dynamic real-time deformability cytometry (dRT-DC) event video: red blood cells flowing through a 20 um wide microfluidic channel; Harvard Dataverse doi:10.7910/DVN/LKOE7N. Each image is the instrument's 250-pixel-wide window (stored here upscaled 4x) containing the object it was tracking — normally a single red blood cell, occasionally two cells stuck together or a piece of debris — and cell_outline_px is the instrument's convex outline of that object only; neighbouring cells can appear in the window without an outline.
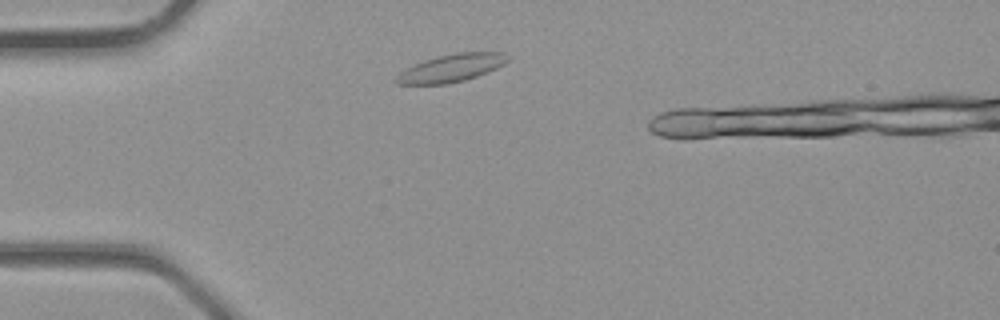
{"species": "common noctule bat (a hibernating species)", "species_latin": "Nyctalus noctula", "temperature_condition": "room temperature", "stored_images_in_passage": 1, "camera_frame_rate_fps": 3000, "um_per_image_px": 0.085, "animal": {"sex": "male", "body_mass_g": 23.1, "forearm_length_mm": 52.7}, "frame": {"image": 1, "passage_image": 1, "time_ms": 0.0, "image_size_px": [1000, 320], "cell_outline_px": [[508, 60], [504, 64], [488, 72], [464, 80], [444, 84], [396, 84], [392, 80], [400, 72], [424, 60], [436, 56], [460, 52], [504, 52], [508, 56]], "centroid_in_image_um": [38.35, 5.78], "position_along_channel_um": 46.6, "area_um2": 17.86}}